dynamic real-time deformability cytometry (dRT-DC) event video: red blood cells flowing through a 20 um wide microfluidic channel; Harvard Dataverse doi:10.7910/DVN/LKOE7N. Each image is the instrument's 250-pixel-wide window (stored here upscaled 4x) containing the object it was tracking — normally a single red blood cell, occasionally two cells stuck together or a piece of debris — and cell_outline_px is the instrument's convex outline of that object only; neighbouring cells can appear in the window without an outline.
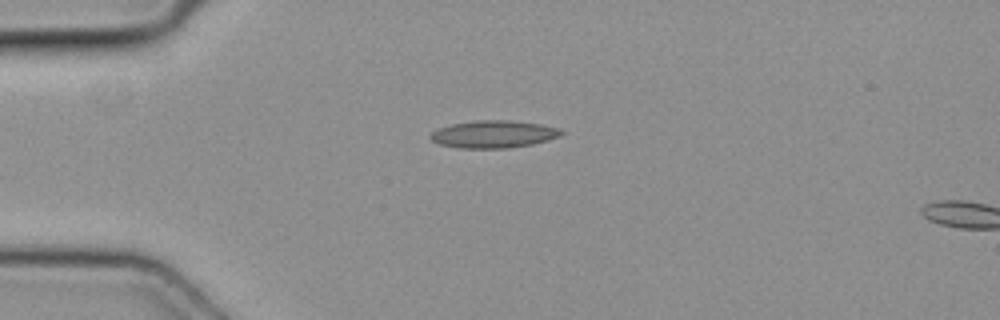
{"species": "common noctule bat (a hibernating species)", "species_latin": "Nyctalus noctula", "temperature_condition": "cold", "stored_images_in_passage": 4, "camera_frame_rate_fps": 3000, "um_per_image_px": 0.085, "animal": {"sex": "female", "body_mass_g": 19.3, "forearm_length_mm": 54.1}, "frame": {"image": 1, "passage_image": 1, "time_ms": 0.0, "image_size_px": [1000, 320], "cell_outline_px": [[564, 132], [560, 136], [548, 140], [532, 144], [508, 148], [460, 148], [440, 144], [432, 140], [428, 136], [436, 128], [452, 124], [476, 120], [512, 120], [540, 124], [556, 128]], "centroid_in_image_um": [41.92, 11.4], "position_along_channel_um": 43.1, "area_um2": 20.87}}